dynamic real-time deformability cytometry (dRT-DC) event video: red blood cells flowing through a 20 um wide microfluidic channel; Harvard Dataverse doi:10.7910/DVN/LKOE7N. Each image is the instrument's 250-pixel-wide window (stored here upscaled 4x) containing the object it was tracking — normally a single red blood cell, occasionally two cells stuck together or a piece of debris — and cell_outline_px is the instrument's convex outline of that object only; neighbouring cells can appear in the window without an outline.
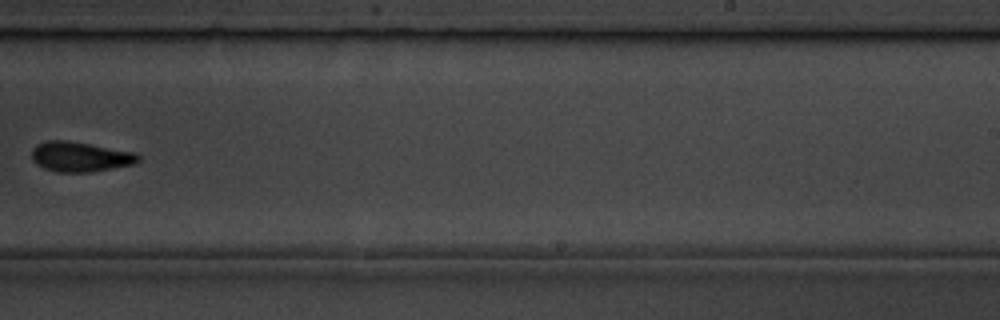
{"species": "common noctule bat (a hibernating species)", "species_latin": "Nyctalus noctula", "temperature_condition": "room temperature", "stored_images_in_passage": 15, "camera_frame_rate_fps": 3000, "um_per_image_px": 0.085, "animal": {"sex": "male", "body_mass_g": 19.5, "forearm_length_mm": 54.6}, "frame": {"image": 1, "passage_image": 9, "time_ms": 9.333, "image_size_px": [1000, 320], "cell_outline_px": [[140, 160], [136, 164], [92, 172], [56, 172], [44, 168], [36, 164], [32, 160], [32, 148], [36, 144], [44, 140], [68, 140], [136, 152], [140, 156]], "centroid_in_image_um": [6.82, 13.32], "position_along_channel_um": 282.2, "area_um2": 18.96}}
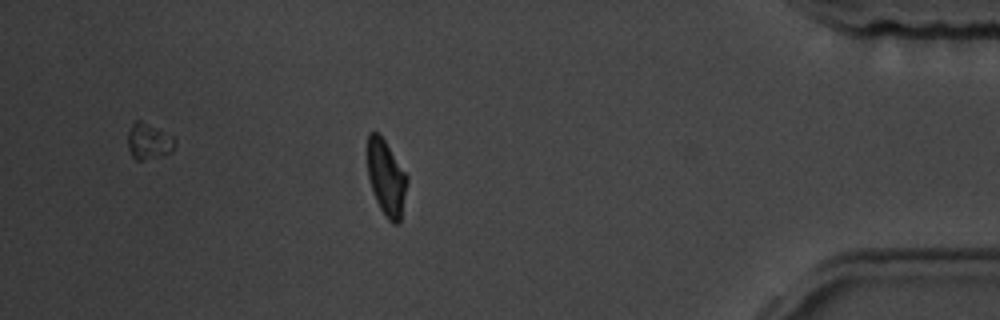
{"frame": {"image": 2, "passage_image": 13, "time_ms": 13.667, "image_size_px": [1000, 320], "cell_outline_px": [[408, 180], [400, 224], [392, 224], [388, 220], [380, 208], [376, 200], [368, 176], [368, 132], [380, 132], [408, 176]], "centroid_in_image_um": [32.85, 15.11], "position_along_channel_um": 402.3, "area_um2": 17.57}, "authors_computed_cell_mechanics": {"area_um2": 18.5538, "velocity_mm_per_s": 3.7412, "shape_relaxation_time_tau1_ms": 5.3588, "shape_relaxation_time_tau2_ms": 2.7394, "deformation_change_tau1": 0.1186, "deformation_change_tau2": 0.0778}}